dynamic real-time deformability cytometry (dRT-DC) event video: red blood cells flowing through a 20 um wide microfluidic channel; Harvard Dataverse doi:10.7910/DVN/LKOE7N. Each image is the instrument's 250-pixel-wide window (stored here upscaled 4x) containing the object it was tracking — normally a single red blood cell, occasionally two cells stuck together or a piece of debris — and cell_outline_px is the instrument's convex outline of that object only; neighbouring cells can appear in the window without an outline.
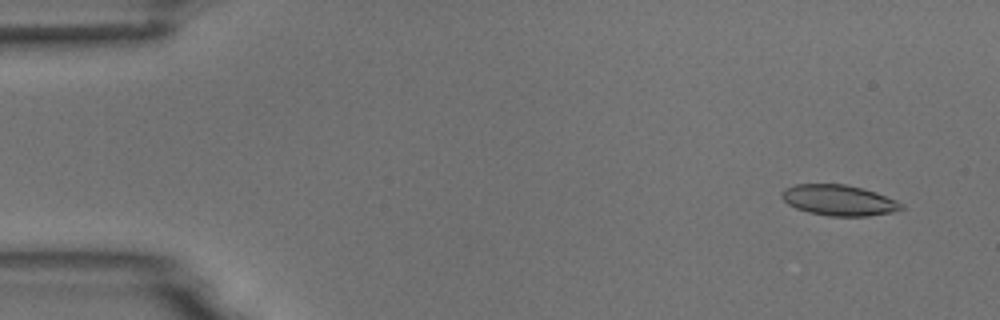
{"species": "common noctule bat (a hibernating species)", "species_latin": "Nyctalus noctula", "temperature_condition": "room temperature", "stored_images_in_passage": 5, "camera_frame_rate_fps": 3000, "um_per_image_px": 0.085, "animal": {"sex": "male", "body_mass_g": 18.8}, "frame": {"image": 1, "passage_image": 2, "time_ms": 0.333, "image_size_px": [1000, 320], "cell_outline_px": [[904, 208], [892, 212], [868, 216], [828, 216], [808, 212], [796, 208], [788, 204], [780, 196], [780, 192], [784, 188], [796, 184], [844, 184], [864, 188], [876, 192], [896, 200], [904, 204]], "centroid_in_image_um": [71.29, 17.01], "position_along_channel_um": 13.7, "area_um2": 21.56}}
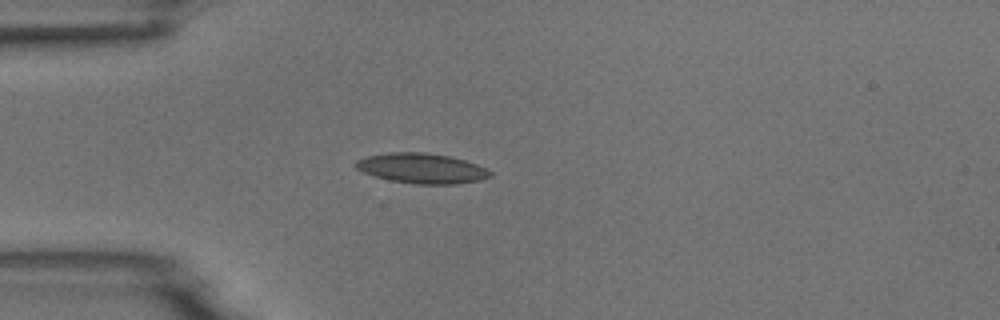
{"frame": {"image": 2, "passage_image": 5, "time_ms": 1.333, "image_size_px": [1000, 320], "cell_outline_px": [[492, 176], [480, 180], [456, 184], [412, 184], [392, 180], [376, 176], [364, 172], [356, 168], [352, 164], [356, 160], [368, 156], [388, 152], [424, 152], [452, 156], [476, 164], [492, 172]], "centroid_in_image_um": [35.85, 14.3], "position_along_channel_um": 49.2, "area_um2": 23.58}}